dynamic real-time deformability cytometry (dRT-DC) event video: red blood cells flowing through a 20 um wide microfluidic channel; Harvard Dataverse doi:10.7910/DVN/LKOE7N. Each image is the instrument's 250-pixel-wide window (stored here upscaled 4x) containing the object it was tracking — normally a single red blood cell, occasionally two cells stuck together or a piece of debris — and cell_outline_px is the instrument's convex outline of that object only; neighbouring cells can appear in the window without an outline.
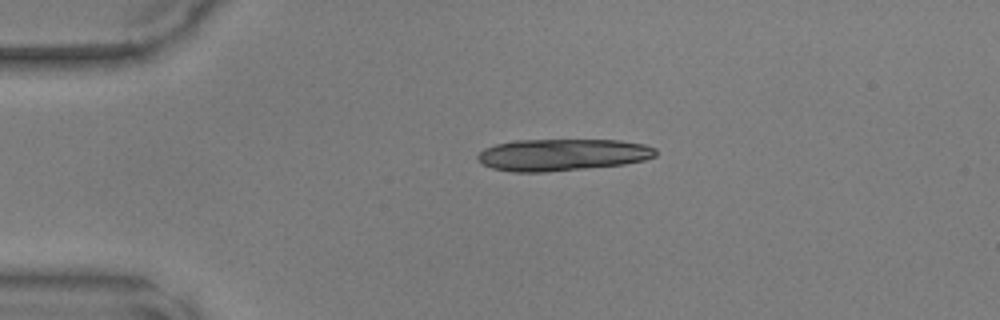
{"species": "common noctule bat (a hibernating species)", "species_latin": "Nyctalus noctula", "temperature_condition": "warm", "stored_images_in_passage": 7, "camera_frame_rate_fps": 3000, "um_per_image_px": 0.085, "animal": {"sex": "male", "body_mass_g": 17.9, "forearm_length_mm": 54.2}, "frame": {"image": 1, "passage_image": 1, "time_ms": 0.0, "image_size_px": [1000, 320], "cell_outline_px": [[656, 156], [644, 160], [624, 164], [544, 172], [512, 172], [492, 168], [480, 164], [476, 160], [476, 156], [484, 148], [496, 144], [516, 140], [620, 140], [644, 144], [656, 148]], "centroid_in_image_um": [47.76, 13.15], "position_along_channel_um": 37.2, "area_um2": 33.18}}